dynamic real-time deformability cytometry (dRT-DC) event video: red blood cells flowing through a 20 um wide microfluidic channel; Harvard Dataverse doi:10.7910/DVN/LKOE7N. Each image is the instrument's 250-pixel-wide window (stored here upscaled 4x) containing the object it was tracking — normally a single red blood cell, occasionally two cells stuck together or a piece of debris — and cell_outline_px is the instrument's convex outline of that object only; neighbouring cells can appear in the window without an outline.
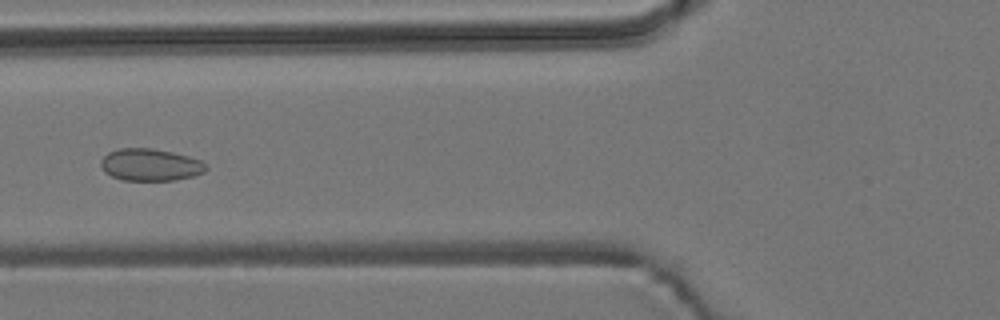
{"species": "common noctule bat (a hibernating species)", "species_latin": "Nyctalus noctula", "temperature_condition": "room temperature", "stored_images_in_passage": 5, "camera_frame_rate_fps": 3000, "um_per_image_px": 0.085, "animal": {"sex": "male", "body_mass_g": 19.2, "forearm_length_mm": 51.8}, "frame": {"image": 1, "passage_image": 5, "time_ms": 1.333, "image_size_px": [1000, 320], "cell_outline_px": [[208, 168], [204, 172], [192, 176], [172, 180], [120, 180], [104, 172], [100, 164], [100, 160], [108, 152], [116, 148], [152, 148], [172, 152], [188, 156], [200, 160]], "centroid_in_image_um": [12.73, 14.0], "position_along_channel_um": 113.1, "area_um2": 19.71}}